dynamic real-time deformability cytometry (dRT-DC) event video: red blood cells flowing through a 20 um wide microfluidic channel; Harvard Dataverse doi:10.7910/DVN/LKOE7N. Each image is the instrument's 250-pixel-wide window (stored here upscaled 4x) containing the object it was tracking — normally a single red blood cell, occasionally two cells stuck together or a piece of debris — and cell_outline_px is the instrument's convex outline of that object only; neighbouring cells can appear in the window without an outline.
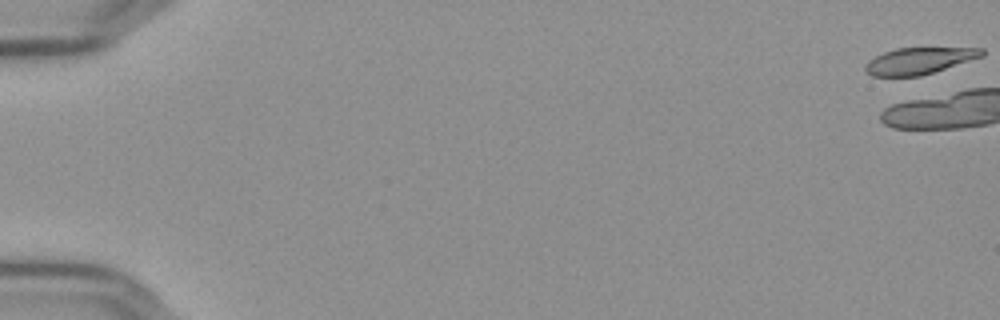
{"species": "Egyptian fruit bat (a non-hibernating species)", "species_latin": "Rousettus aegyptiacus", "temperature_condition": "cold", "stored_images_in_passage": 5, "camera_frame_rate_fps": 3000, "um_per_image_px": 0.085, "frame": {"image": 1, "passage_image": 1, "time_ms": 0.0, "image_size_px": [1000, 320], "cell_outline_px": [[984, 56], [920, 76], [872, 76], [864, 72], [864, 64], [868, 60], [884, 52], [896, 48], [984, 48]], "centroid_in_image_um": [78.08, 5.17], "position_along_channel_um": 6.9, "area_um2": 18.03}}